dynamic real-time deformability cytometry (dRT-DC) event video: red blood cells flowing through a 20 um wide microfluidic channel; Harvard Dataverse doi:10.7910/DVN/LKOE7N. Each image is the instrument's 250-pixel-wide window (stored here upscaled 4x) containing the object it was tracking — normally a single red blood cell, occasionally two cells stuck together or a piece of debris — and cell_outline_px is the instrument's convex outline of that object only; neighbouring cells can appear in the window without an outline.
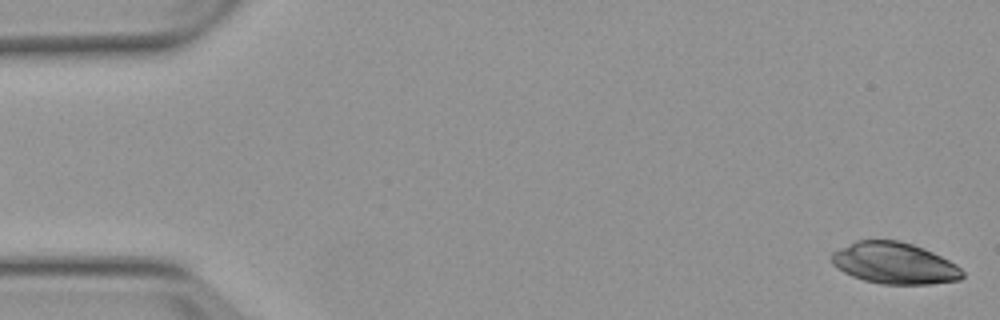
{"species": "Egyptian fruit bat (a non-hibernating species)", "species_latin": "Rousettus aegyptiacus", "temperature_condition": "warm", "stored_images_in_passage": 4, "segment_of_instrument_passage": [2, 2], "camera_frame_rate_fps": 3000, "um_per_image_px": 0.085, "animal": {"sex": "female"}, "frame": {"image": 1, "passage_image": 4, "time_ms": 6.0, "image_size_px": [1000, 320], "cell_outline_px": [[964, 276], [960, 280], [932, 284], [880, 284], [864, 280], [852, 276], [836, 268], [832, 264], [832, 252], [856, 240], [900, 240], [924, 248], [956, 264], [964, 272]], "centroid_in_image_um": [76.03, 22.38], "position_along_channel_um": 9.0, "area_um2": 31.67}}